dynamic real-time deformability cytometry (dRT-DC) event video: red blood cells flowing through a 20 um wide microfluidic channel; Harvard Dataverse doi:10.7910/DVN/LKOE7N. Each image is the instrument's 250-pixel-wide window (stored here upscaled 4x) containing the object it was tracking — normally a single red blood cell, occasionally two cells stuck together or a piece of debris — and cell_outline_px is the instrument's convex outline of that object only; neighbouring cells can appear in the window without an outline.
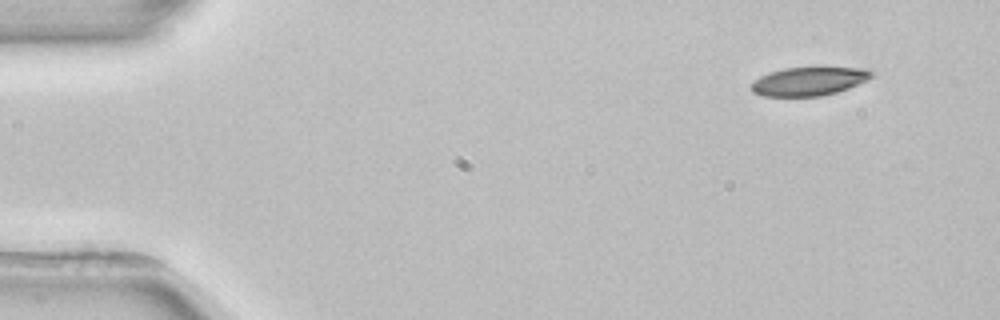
{"species": "common noctule bat (a hibernating species)", "species_latin": "Nyctalus noctula", "temperature_condition": "room temperature", "stored_images_in_passage": 3, "segment_of_instrument_passage": [2, 2], "camera_frame_rate_fps": 3000, "um_per_image_px": 0.085, "animal": {"sex": "female", "body_mass_g": 22.7, "forearm_length_mm": 54.2}, "frame": {"image": 1, "passage_image": 3, "time_ms": 3.667, "image_size_px": [1000, 320], "cell_outline_px": [[872, 76], [868, 80], [848, 88], [836, 92], [820, 96], [764, 96], [752, 92], [752, 80], [760, 76], [784, 68], [868, 68], [872, 72]], "centroid_in_image_um": [68.75, 6.91], "position_along_channel_um": 16.3, "area_um2": 19.77}}